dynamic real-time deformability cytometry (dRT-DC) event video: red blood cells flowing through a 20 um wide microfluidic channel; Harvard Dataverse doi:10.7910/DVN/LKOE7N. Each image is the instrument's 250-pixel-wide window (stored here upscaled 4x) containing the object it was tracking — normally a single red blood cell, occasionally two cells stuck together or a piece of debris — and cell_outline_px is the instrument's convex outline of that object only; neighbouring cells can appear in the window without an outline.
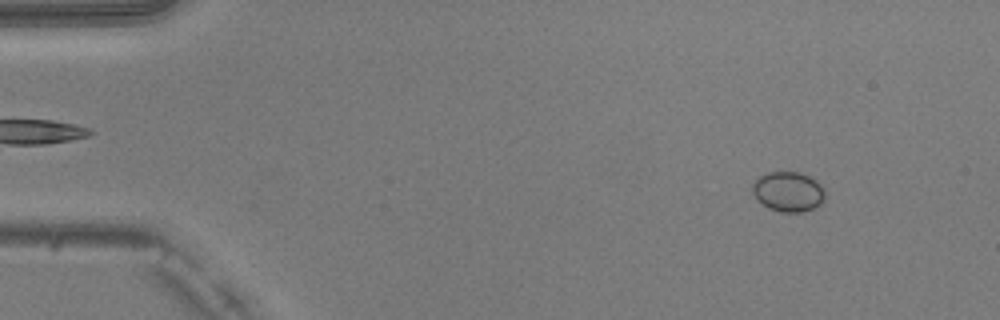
{"species": "common noctule bat (a hibernating species)", "species_latin": "Nyctalus noctula", "temperature_condition": "warm", "stored_images_in_passage": 35, "camera_frame_rate_fps": 3000, "um_per_image_px": 0.085, "animal": {"sex": "male", "body_mass_g": 20.5, "forearm_length_mm": 52.5}, "frame": {"image": 1, "passage_image": 6, "time_ms": 1.667, "image_size_px": [1000, 320], "cell_outline_px": [[824, 200], [820, 204], [812, 208], [800, 212], [780, 212], [768, 208], [756, 200], [752, 192], [752, 184], [760, 176], [768, 172], [800, 172], [816, 180], [824, 188]], "centroid_in_image_um": [66.98, 16.29], "position_along_channel_um": 18.0, "area_um2": 16.94}}
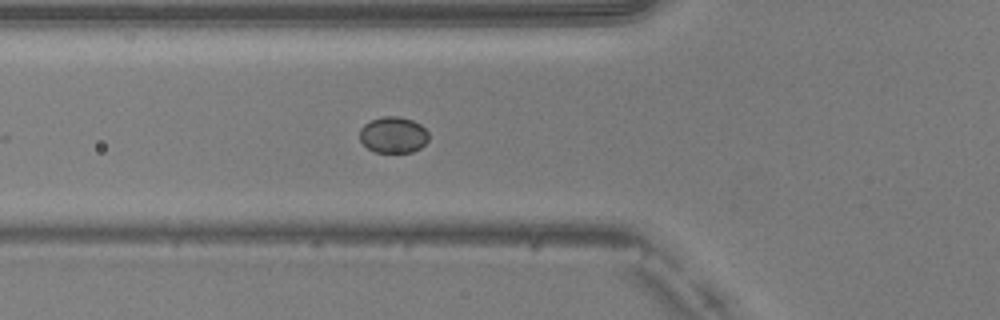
{"frame": {"image": 2, "passage_image": 19, "time_ms": 6.0, "image_size_px": [1000, 320], "cell_outline_px": [[428, 140], [420, 148], [412, 152], [376, 152], [368, 148], [360, 140], [360, 128], [364, 124], [372, 120], [384, 116], [400, 116], [412, 120], [420, 124], [428, 132]], "centroid_in_image_um": [33.43, 11.46], "position_along_channel_um": 92.4, "area_um2": 14.51}}
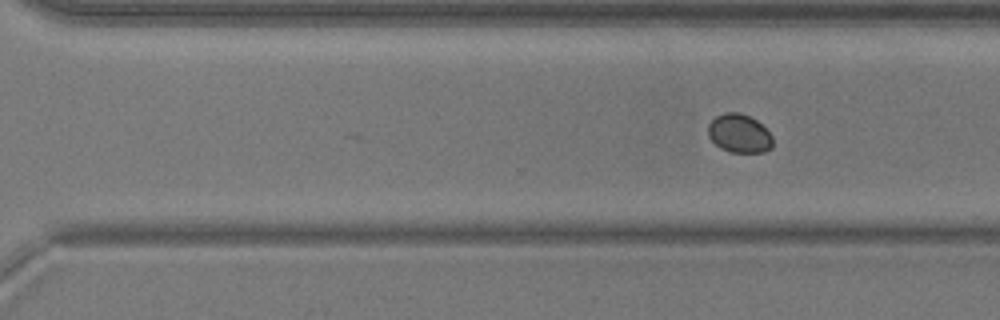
{"frame": {"image": 3, "passage_image": 35, "time_ms": 11.333, "image_size_px": [1000, 320], "cell_outline_px": [[772, 148], [764, 152], [732, 152], [720, 148], [708, 136], [708, 124], [716, 116], [724, 112], [740, 112], [756, 120], [772, 136]], "centroid_in_image_um": [62.82, 11.34], "position_along_channel_um": 307.8, "area_um2": 14.45}}